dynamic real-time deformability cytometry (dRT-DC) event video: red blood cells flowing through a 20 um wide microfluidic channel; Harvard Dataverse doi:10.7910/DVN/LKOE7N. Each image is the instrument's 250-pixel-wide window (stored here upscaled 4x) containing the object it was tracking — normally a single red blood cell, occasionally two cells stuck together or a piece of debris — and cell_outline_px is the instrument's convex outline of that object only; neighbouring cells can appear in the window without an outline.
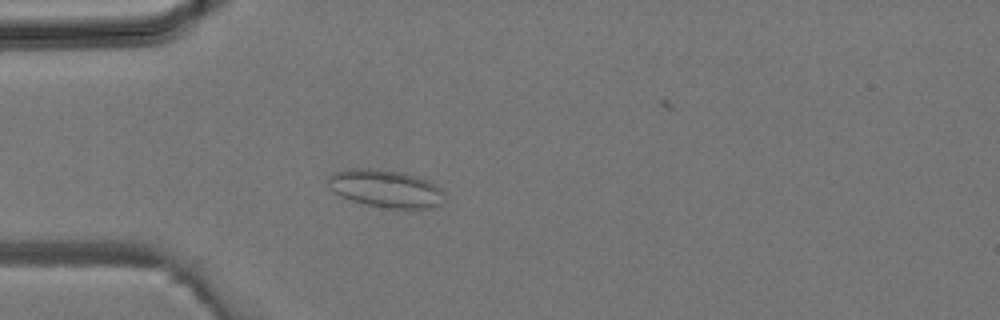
{"species": "common noctule bat (a hibernating species)", "species_latin": "Nyctalus noctula", "temperature_condition": "room temperature", "stored_images_in_passage": 4, "camera_frame_rate_fps": 3000, "um_per_image_px": 0.085, "animal": {"sex": "male", "body_mass_g": 19.2, "forearm_length_mm": 51.8}, "frame": {"image": 1, "passage_image": 3, "time_ms": 0.667, "image_size_px": [1000, 320], "cell_outline_px": [[444, 200], [440, 204], [432, 208], [388, 208], [364, 204], [340, 196], [328, 184], [328, 176], [332, 172], [348, 168], [376, 168], [404, 172], [416, 176], [440, 188], [444, 192]], "centroid_in_image_um": [32.76, 16.01], "position_along_channel_um": 52.2, "area_um2": 25.55}}